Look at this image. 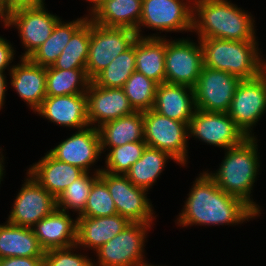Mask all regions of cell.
Here are the masks:
<instances>
[{"label":"cell","instance_id":"14","mask_svg":"<svg viewBox=\"0 0 266 266\" xmlns=\"http://www.w3.org/2000/svg\"><path fill=\"white\" fill-rule=\"evenodd\" d=\"M16 199L7 222L33 227L37 222L51 214L56 208V198L43 188L28 172Z\"/></svg>","mask_w":266,"mask_h":266},{"label":"cell","instance_id":"1","mask_svg":"<svg viewBox=\"0 0 266 266\" xmlns=\"http://www.w3.org/2000/svg\"><path fill=\"white\" fill-rule=\"evenodd\" d=\"M193 183L175 221L179 226H235L259 216L244 201L219 188L207 172L200 173Z\"/></svg>","mask_w":266,"mask_h":266},{"label":"cell","instance_id":"19","mask_svg":"<svg viewBox=\"0 0 266 266\" xmlns=\"http://www.w3.org/2000/svg\"><path fill=\"white\" fill-rule=\"evenodd\" d=\"M10 85L18 96L35 112L46 96V67L20 58L9 73Z\"/></svg>","mask_w":266,"mask_h":266},{"label":"cell","instance_id":"31","mask_svg":"<svg viewBox=\"0 0 266 266\" xmlns=\"http://www.w3.org/2000/svg\"><path fill=\"white\" fill-rule=\"evenodd\" d=\"M90 20L88 19L71 37L55 63L56 69H86L89 55Z\"/></svg>","mask_w":266,"mask_h":266},{"label":"cell","instance_id":"33","mask_svg":"<svg viewBox=\"0 0 266 266\" xmlns=\"http://www.w3.org/2000/svg\"><path fill=\"white\" fill-rule=\"evenodd\" d=\"M94 174L90 172H84L80 177L73 181L68 187L65 188L63 193L56 199L57 209L68 212L72 209V212H77L79 217L86 206L90 190L93 183L99 178V173L102 168L95 169Z\"/></svg>","mask_w":266,"mask_h":266},{"label":"cell","instance_id":"20","mask_svg":"<svg viewBox=\"0 0 266 266\" xmlns=\"http://www.w3.org/2000/svg\"><path fill=\"white\" fill-rule=\"evenodd\" d=\"M89 6V20L98 25L136 31L140 23L142 0H96Z\"/></svg>","mask_w":266,"mask_h":266},{"label":"cell","instance_id":"34","mask_svg":"<svg viewBox=\"0 0 266 266\" xmlns=\"http://www.w3.org/2000/svg\"><path fill=\"white\" fill-rule=\"evenodd\" d=\"M157 83L142 73L134 71L122 87L135 111L153 109Z\"/></svg>","mask_w":266,"mask_h":266},{"label":"cell","instance_id":"7","mask_svg":"<svg viewBox=\"0 0 266 266\" xmlns=\"http://www.w3.org/2000/svg\"><path fill=\"white\" fill-rule=\"evenodd\" d=\"M152 223L131 222L110 241L96 250L93 266H142L147 234Z\"/></svg>","mask_w":266,"mask_h":266},{"label":"cell","instance_id":"40","mask_svg":"<svg viewBox=\"0 0 266 266\" xmlns=\"http://www.w3.org/2000/svg\"><path fill=\"white\" fill-rule=\"evenodd\" d=\"M0 266H43V257H9L0 259Z\"/></svg>","mask_w":266,"mask_h":266},{"label":"cell","instance_id":"28","mask_svg":"<svg viewBox=\"0 0 266 266\" xmlns=\"http://www.w3.org/2000/svg\"><path fill=\"white\" fill-rule=\"evenodd\" d=\"M89 19L88 15L72 21L60 19L50 37L29 57V59L42 67L52 66L72 35Z\"/></svg>","mask_w":266,"mask_h":266},{"label":"cell","instance_id":"25","mask_svg":"<svg viewBox=\"0 0 266 266\" xmlns=\"http://www.w3.org/2000/svg\"><path fill=\"white\" fill-rule=\"evenodd\" d=\"M97 129L103 154L113 147L144 141L143 112L135 111L130 115L104 123Z\"/></svg>","mask_w":266,"mask_h":266},{"label":"cell","instance_id":"4","mask_svg":"<svg viewBox=\"0 0 266 266\" xmlns=\"http://www.w3.org/2000/svg\"><path fill=\"white\" fill-rule=\"evenodd\" d=\"M200 44L203 63L208 68L228 72L241 80L255 78L266 70L258 41L206 38L200 39Z\"/></svg>","mask_w":266,"mask_h":266},{"label":"cell","instance_id":"21","mask_svg":"<svg viewBox=\"0 0 266 266\" xmlns=\"http://www.w3.org/2000/svg\"><path fill=\"white\" fill-rule=\"evenodd\" d=\"M32 230L44 251L76 245L77 219L57 208L37 222Z\"/></svg>","mask_w":266,"mask_h":266},{"label":"cell","instance_id":"15","mask_svg":"<svg viewBox=\"0 0 266 266\" xmlns=\"http://www.w3.org/2000/svg\"><path fill=\"white\" fill-rule=\"evenodd\" d=\"M60 17L48 12L45 5L22 8L8 14L7 27L18 30L26 49L20 58H29L52 34Z\"/></svg>","mask_w":266,"mask_h":266},{"label":"cell","instance_id":"3","mask_svg":"<svg viewBox=\"0 0 266 266\" xmlns=\"http://www.w3.org/2000/svg\"><path fill=\"white\" fill-rule=\"evenodd\" d=\"M257 140L256 136L247 137L241 144L226 149L219 168L214 173L206 172L219 188L244 201L260 216L261 208L251 197L261 164Z\"/></svg>","mask_w":266,"mask_h":266},{"label":"cell","instance_id":"11","mask_svg":"<svg viewBox=\"0 0 266 266\" xmlns=\"http://www.w3.org/2000/svg\"><path fill=\"white\" fill-rule=\"evenodd\" d=\"M266 112V70L238 84L227 114L247 137H254L253 126Z\"/></svg>","mask_w":266,"mask_h":266},{"label":"cell","instance_id":"41","mask_svg":"<svg viewBox=\"0 0 266 266\" xmlns=\"http://www.w3.org/2000/svg\"><path fill=\"white\" fill-rule=\"evenodd\" d=\"M7 80H6V74L3 71H0V110L4 106L5 97H6V91H7Z\"/></svg>","mask_w":266,"mask_h":266},{"label":"cell","instance_id":"12","mask_svg":"<svg viewBox=\"0 0 266 266\" xmlns=\"http://www.w3.org/2000/svg\"><path fill=\"white\" fill-rule=\"evenodd\" d=\"M188 133L189 138H197L224 150L241 144L247 138L227 113L200 109H196L190 119Z\"/></svg>","mask_w":266,"mask_h":266},{"label":"cell","instance_id":"43","mask_svg":"<svg viewBox=\"0 0 266 266\" xmlns=\"http://www.w3.org/2000/svg\"><path fill=\"white\" fill-rule=\"evenodd\" d=\"M2 153V150H1V147H0V184H1V181H3L2 179H3V176L5 175L4 173V156H3V154H1Z\"/></svg>","mask_w":266,"mask_h":266},{"label":"cell","instance_id":"17","mask_svg":"<svg viewBox=\"0 0 266 266\" xmlns=\"http://www.w3.org/2000/svg\"><path fill=\"white\" fill-rule=\"evenodd\" d=\"M86 95L88 124L94 128L135 112L122 88H104L90 81Z\"/></svg>","mask_w":266,"mask_h":266},{"label":"cell","instance_id":"44","mask_svg":"<svg viewBox=\"0 0 266 266\" xmlns=\"http://www.w3.org/2000/svg\"><path fill=\"white\" fill-rule=\"evenodd\" d=\"M142 266H157V265H152L151 263L148 264V262H145ZM158 266H160V265H158Z\"/></svg>","mask_w":266,"mask_h":266},{"label":"cell","instance_id":"6","mask_svg":"<svg viewBox=\"0 0 266 266\" xmlns=\"http://www.w3.org/2000/svg\"><path fill=\"white\" fill-rule=\"evenodd\" d=\"M141 27L160 32H193V0H142L137 36L162 37L158 34L143 35Z\"/></svg>","mask_w":266,"mask_h":266},{"label":"cell","instance_id":"36","mask_svg":"<svg viewBox=\"0 0 266 266\" xmlns=\"http://www.w3.org/2000/svg\"><path fill=\"white\" fill-rule=\"evenodd\" d=\"M116 214L118 213L107 185L99 177L93 183L84 212L79 217H103Z\"/></svg>","mask_w":266,"mask_h":266},{"label":"cell","instance_id":"13","mask_svg":"<svg viewBox=\"0 0 266 266\" xmlns=\"http://www.w3.org/2000/svg\"><path fill=\"white\" fill-rule=\"evenodd\" d=\"M240 82L233 74L203 66L193 88L196 109L227 113Z\"/></svg>","mask_w":266,"mask_h":266},{"label":"cell","instance_id":"42","mask_svg":"<svg viewBox=\"0 0 266 266\" xmlns=\"http://www.w3.org/2000/svg\"><path fill=\"white\" fill-rule=\"evenodd\" d=\"M7 20H8V15L6 14L2 4H1V1H0V22H3L1 24H3L4 27L8 28L7 27Z\"/></svg>","mask_w":266,"mask_h":266},{"label":"cell","instance_id":"16","mask_svg":"<svg viewBox=\"0 0 266 266\" xmlns=\"http://www.w3.org/2000/svg\"><path fill=\"white\" fill-rule=\"evenodd\" d=\"M48 152L59 161L89 172L102 156L98 129L88 126L77 130Z\"/></svg>","mask_w":266,"mask_h":266},{"label":"cell","instance_id":"23","mask_svg":"<svg viewBox=\"0 0 266 266\" xmlns=\"http://www.w3.org/2000/svg\"><path fill=\"white\" fill-rule=\"evenodd\" d=\"M153 110L189 125L196 110L194 89L185 85L161 83L157 85Z\"/></svg>","mask_w":266,"mask_h":266},{"label":"cell","instance_id":"18","mask_svg":"<svg viewBox=\"0 0 266 266\" xmlns=\"http://www.w3.org/2000/svg\"><path fill=\"white\" fill-rule=\"evenodd\" d=\"M56 125L86 128L88 124V98L85 94L47 96L35 113Z\"/></svg>","mask_w":266,"mask_h":266},{"label":"cell","instance_id":"29","mask_svg":"<svg viewBox=\"0 0 266 266\" xmlns=\"http://www.w3.org/2000/svg\"><path fill=\"white\" fill-rule=\"evenodd\" d=\"M168 159L178 163L168 152L147 146L141 158L124 175L135 186L150 190L166 167Z\"/></svg>","mask_w":266,"mask_h":266},{"label":"cell","instance_id":"9","mask_svg":"<svg viewBox=\"0 0 266 266\" xmlns=\"http://www.w3.org/2000/svg\"><path fill=\"white\" fill-rule=\"evenodd\" d=\"M170 40L166 39L165 82L194 88L204 66L200 40Z\"/></svg>","mask_w":266,"mask_h":266},{"label":"cell","instance_id":"5","mask_svg":"<svg viewBox=\"0 0 266 266\" xmlns=\"http://www.w3.org/2000/svg\"><path fill=\"white\" fill-rule=\"evenodd\" d=\"M144 141L148 147L168 152L181 166L188 159V124L168 118L153 109L143 111Z\"/></svg>","mask_w":266,"mask_h":266},{"label":"cell","instance_id":"30","mask_svg":"<svg viewBox=\"0 0 266 266\" xmlns=\"http://www.w3.org/2000/svg\"><path fill=\"white\" fill-rule=\"evenodd\" d=\"M90 81L86 69L46 67V96L85 94Z\"/></svg>","mask_w":266,"mask_h":266},{"label":"cell","instance_id":"37","mask_svg":"<svg viewBox=\"0 0 266 266\" xmlns=\"http://www.w3.org/2000/svg\"><path fill=\"white\" fill-rule=\"evenodd\" d=\"M76 245L45 251L43 266H93V261L88 255L74 253Z\"/></svg>","mask_w":266,"mask_h":266},{"label":"cell","instance_id":"45","mask_svg":"<svg viewBox=\"0 0 266 266\" xmlns=\"http://www.w3.org/2000/svg\"><path fill=\"white\" fill-rule=\"evenodd\" d=\"M86 1H88V3L90 2L92 5L96 0H86Z\"/></svg>","mask_w":266,"mask_h":266},{"label":"cell","instance_id":"39","mask_svg":"<svg viewBox=\"0 0 266 266\" xmlns=\"http://www.w3.org/2000/svg\"><path fill=\"white\" fill-rule=\"evenodd\" d=\"M0 1L7 15L18 9L40 7L45 4L44 3L45 0H0Z\"/></svg>","mask_w":266,"mask_h":266},{"label":"cell","instance_id":"24","mask_svg":"<svg viewBox=\"0 0 266 266\" xmlns=\"http://www.w3.org/2000/svg\"><path fill=\"white\" fill-rule=\"evenodd\" d=\"M27 172L56 199L84 173L80 168L54 158L49 152L33 163Z\"/></svg>","mask_w":266,"mask_h":266},{"label":"cell","instance_id":"10","mask_svg":"<svg viewBox=\"0 0 266 266\" xmlns=\"http://www.w3.org/2000/svg\"><path fill=\"white\" fill-rule=\"evenodd\" d=\"M99 177L106 183L119 215L130 222L153 223L156 220L152 203L147 197L148 190L135 186L122 174L101 171Z\"/></svg>","mask_w":266,"mask_h":266},{"label":"cell","instance_id":"35","mask_svg":"<svg viewBox=\"0 0 266 266\" xmlns=\"http://www.w3.org/2000/svg\"><path fill=\"white\" fill-rule=\"evenodd\" d=\"M146 147L145 141H137L111 148L105 157L106 166L102 171L124 175L141 158Z\"/></svg>","mask_w":266,"mask_h":266},{"label":"cell","instance_id":"32","mask_svg":"<svg viewBox=\"0 0 266 266\" xmlns=\"http://www.w3.org/2000/svg\"><path fill=\"white\" fill-rule=\"evenodd\" d=\"M134 71H136L135 42L91 81L104 88H122Z\"/></svg>","mask_w":266,"mask_h":266},{"label":"cell","instance_id":"27","mask_svg":"<svg viewBox=\"0 0 266 266\" xmlns=\"http://www.w3.org/2000/svg\"><path fill=\"white\" fill-rule=\"evenodd\" d=\"M31 227L5 222L0 224V259L9 257H44Z\"/></svg>","mask_w":266,"mask_h":266},{"label":"cell","instance_id":"38","mask_svg":"<svg viewBox=\"0 0 266 266\" xmlns=\"http://www.w3.org/2000/svg\"><path fill=\"white\" fill-rule=\"evenodd\" d=\"M0 36V71L5 72L6 69L12 70L14 65H11L13 59H15V51L11 42ZM10 65V66H9ZM9 67V68H7Z\"/></svg>","mask_w":266,"mask_h":266},{"label":"cell","instance_id":"22","mask_svg":"<svg viewBox=\"0 0 266 266\" xmlns=\"http://www.w3.org/2000/svg\"><path fill=\"white\" fill-rule=\"evenodd\" d=\"M76 219V246L79 249L83 247V250L88 248L93 251L98 250L131 223L119 214L103 217H76Z\"/></svg>","mask_w":266,"mask_h":266},{"label":"cell","instance_id":"8","mask_svg":"<svg viewBox=\"0 0 266 266\" xmlns=\"http://www.w3.org/2000/svg\"><path fill=\"white\" fill-rule=\"evenodd\" d=\"M136 31L128 28L105 27L90 21L87 77L92 80L118 55L129 49L137 39Z\"/></svg>","mask_w":266,"mask_h":266},{"label":"cell","instance_id":"26","mask_svg":"<svg viewBox=\"0 0 266 266\" xmlns=\"http://www.w3.org/2000/svg\"><path fill=\"white\" fill-rule=\"evenodd\" d=\"M165 37L138 36L135 40L136 71L157 84L165 82Z\"/></svg>","mask_w":266,"mask_h":266},{"label":"cell","instance_id":"2","mask_svg":"<svg viewBox=\"0 0 266 266\" xmlns=\"http://www.w3.org/2000/svg\"><path fill=\"white\" fill-rule=\"evenodd\" d=\"M253 15L228 0H193V29L198 39L257 41Z\"/></svg>","mask_w":266,"mask_h":266}]
</instances>
